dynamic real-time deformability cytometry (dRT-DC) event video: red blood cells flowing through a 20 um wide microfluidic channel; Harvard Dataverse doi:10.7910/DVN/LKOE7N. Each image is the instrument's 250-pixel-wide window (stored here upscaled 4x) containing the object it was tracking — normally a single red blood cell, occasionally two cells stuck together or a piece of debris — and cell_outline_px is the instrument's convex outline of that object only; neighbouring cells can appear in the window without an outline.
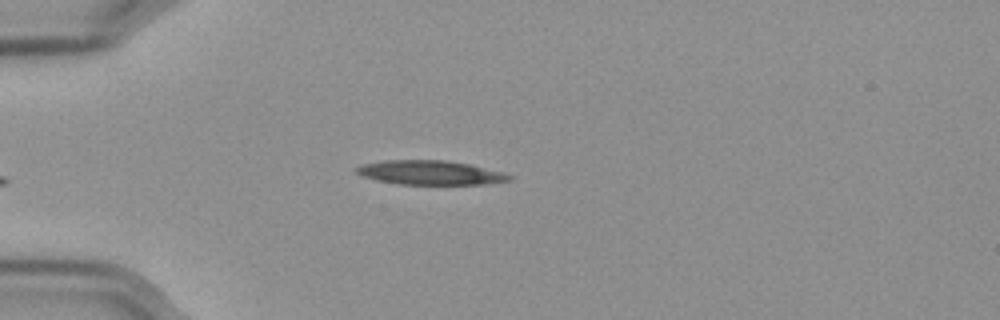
{"species": "Egyptian fruit bat (a non-hibernating species)", "species_latin": "Rousettus aegyptiacus", "temperature_condition": "cold", "stored_images_in_passage": 34, "camera_frame_rate_fps": 3000, "um_per_image_px": 0.085, "frame": {"image": 1, "passage_image": 1, "time_ms": 0.0, "image_size_px": [1000, 320], "cell_outline_px": [[512, 180], [484, 184], [400, 184], [380, 180], [364, 176], [356, 172], [356, 168], [360, 164], [384, 160], [448, 160], [468, 164], [504, 172], [512, 176]], "centroid_in_image_um": [36.6, 14.66], "position_along_channel_um": 48.4, "area_um2": 21.39}}
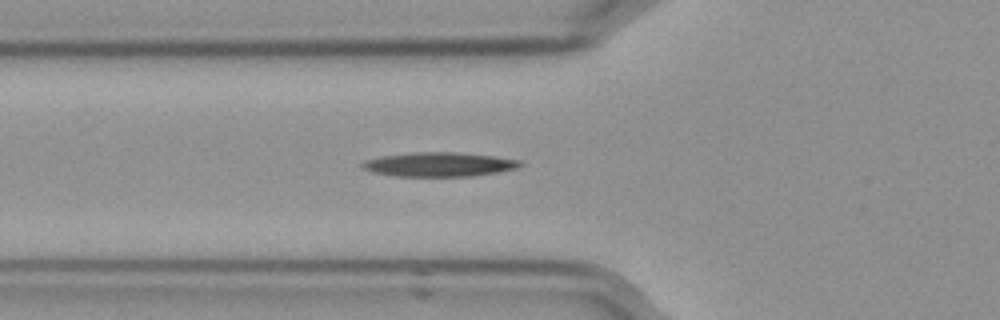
{"frame": {"image": 2, "passage_image": 6, "time_ms": 1.667, "image_size_px": [1000, 320], "cell_outline_px": [[524, 164], [516, 168], [496, 172], [472, 176], [392, 176], [372, 172], [364, 168], [360, 164], [364, 160], [380, 156], [412, 152], [456, 152], [492, 156], [520, 160]], "centroid_in_image_um": [37.28, 13.97], "position_along_channel_um": 88.5, "area_um2": 22.25}, "authors_computed_cell_mechanics": {"area_um2": 21.2126, "velocity_mm_per_s": 3.5786, "shape_relaxation_time_tau1_ms": 7.0805, "shape_relaxation_time_tau2_ms": null, "deformation_change_tau1": 0.1452, "deformation_change_tau2": null}}